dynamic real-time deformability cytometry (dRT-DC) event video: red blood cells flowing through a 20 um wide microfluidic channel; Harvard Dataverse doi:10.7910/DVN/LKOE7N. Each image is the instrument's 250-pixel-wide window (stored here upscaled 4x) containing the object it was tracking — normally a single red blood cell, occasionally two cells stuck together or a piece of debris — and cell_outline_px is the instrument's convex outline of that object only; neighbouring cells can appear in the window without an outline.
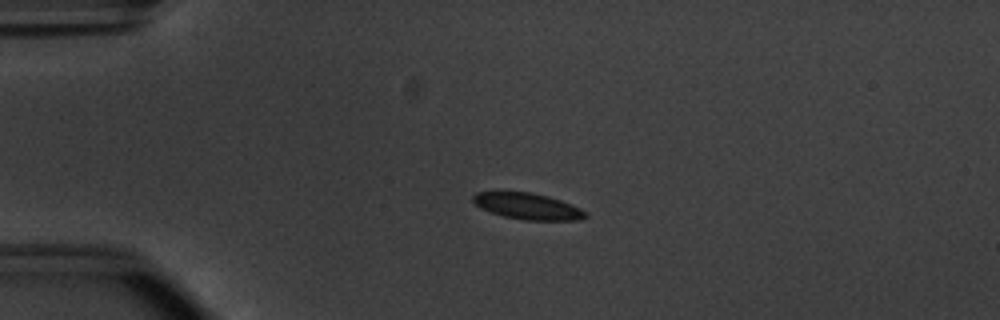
{"species": "common noctule bat (a hibernating species)", "species_latin": "Nyctalus noctula", "temperature_condition": "warm", "stored_images_in_passage": 46, "camera_frame_rate_fps": 3000, "um_per_image_px": 0.085, "animal": {"sex": "male", "body_mass_g": 20.1, "forearm_length_mm": 53.5}, "frame": {"image": 1, "passage_image": 5, "time_ms": 1.333, "image_size_px": [1000, 320], "cell_outline_px": [[588, 216], [580, 220], [524, 220], [504, 216], [480, 208], [472, 200], [472, 196], [476, 192], [528, 192], [548, 196], [560, 200], [580, 208], [588, 212]], "centroid_in_image_um": [44.87, 17.53], "position_along_channel_um": 40.1, "area_um2": 17.11}}
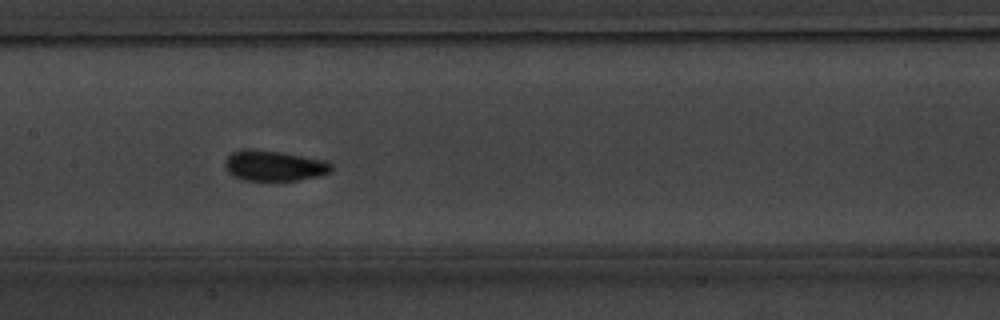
{"frame": {"image": 2, "passage_image": 19, "time_ms": 6.0, "image_size_px": [1000, 320], "cell_outline_px": [[332, 172], [300, 180], [244, 180], [232, 176], [224, 168], [224, 160], [232, 152], [240, 148], [252, 148], [280, 152], [328, 160], [332, 164]], "centroid_in_image_um": [23.27, 14.07], "position_along_channel_um": 184.1, "area_um2": 19.25}}
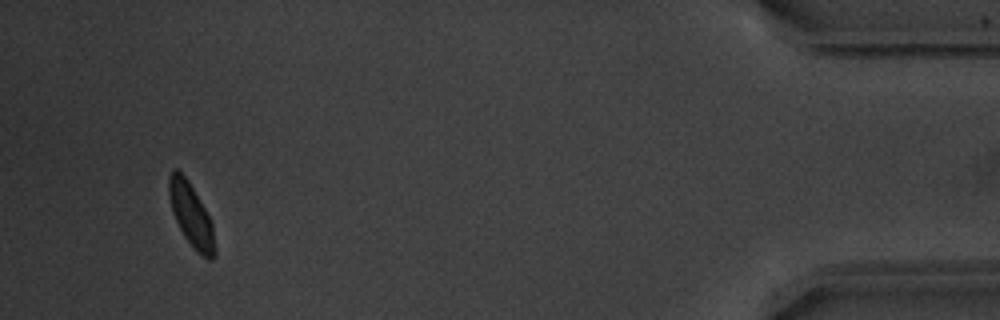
{"frame": {"image": 3, "passage_image": 43, "time_ms": 14.0, "image_size_px": [1000, 320], "cell_outline_px": [[216, 256], [212, 260], [208, 260], [200, 256], [196, 252], [184, 236], [172, 212], [168, 192], [168, 176], [172, 168], [176, 168], [188, 180], [204, 208], [212, 224], [216, 248]], "centroid_in_image_um": [16.25, 18.32], "position_along_channel_um": 419.0, "area_um2": 16.99}, "authors_computed_cell_mechanics": {"area_um2": 17.2533, "velocity_mm_per_s": 3.7873, "shape_relaxation_time_tau1_ms": 1.3324, "shape_relaxation_time_tau2_ms": null, "deformation_change_tau1": 0.0858, "deformation_change_tau2": null}}